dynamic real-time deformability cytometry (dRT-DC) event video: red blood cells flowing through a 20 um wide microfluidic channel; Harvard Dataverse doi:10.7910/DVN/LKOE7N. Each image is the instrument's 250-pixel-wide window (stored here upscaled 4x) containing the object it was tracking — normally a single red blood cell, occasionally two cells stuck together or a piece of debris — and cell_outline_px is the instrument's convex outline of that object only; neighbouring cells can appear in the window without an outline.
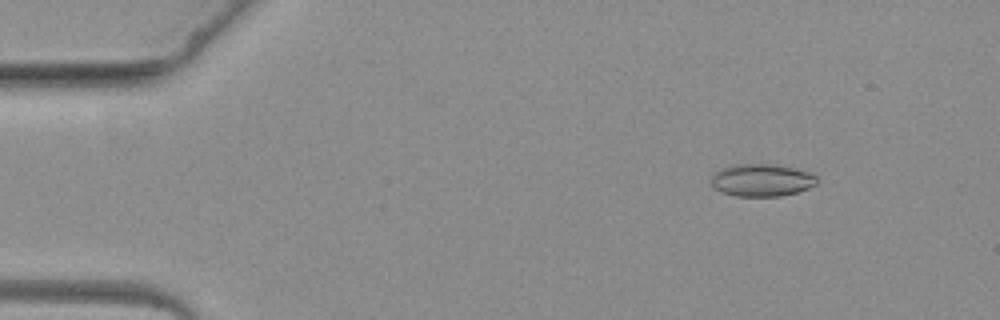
{"species": "common noctule bat (a hibernating species)", "species_latin": "Nyctalus noctula", "temperature_condition": "warm", "stored_images_in_passage": 3, "camera_frame_rate_fps": 3000, "um_per_image_px": 0.085, "animal": {"sex": "female", "body_mass_g": 19.3, "forearm_length_mm": 54.1}, "frame": {"image": 1, "passage_image": 2, "time_ms": 1.333, "image_size_px": [1000, 320], "cell_outline_px": [[816, 184], [808, 188], [796, 192], [780, 196], [736, 196], [720, 192], [712, 188], [712, 172], [720, 168], [732, 164], [776, 164], [796, 168], [808, 172], [816, 176]], "centroid_in_image_um": [64.69, 15.3], "position_along_channel_um": 20.3, "area_um2": 20.23}}